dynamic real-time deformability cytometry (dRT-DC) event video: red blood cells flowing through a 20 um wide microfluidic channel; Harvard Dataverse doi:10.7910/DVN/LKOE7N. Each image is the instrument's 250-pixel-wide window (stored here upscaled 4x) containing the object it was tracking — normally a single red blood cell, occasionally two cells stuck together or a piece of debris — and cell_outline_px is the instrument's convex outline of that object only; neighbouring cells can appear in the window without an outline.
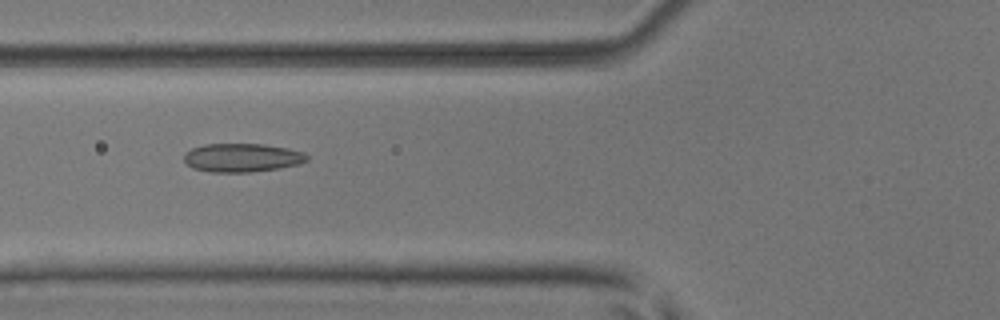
{"species": "common noctule bat (a hibernating species)", "species_latin": "Nyctalus noctula", "temperature_condition": "room temperature", "stored_images_in_passage": 37, "camera_frame_rate_fps": 3000, "um_per_image_px": 0.085, "animal": {"sex": "male", "body_mass_g": 17.9, "forearm_length_mm": 54.2}, "frame": {"image": 1, "passage_image": 13, "time_ms": 4.0, "image_size_px": [1000, 320], "cell_outline_px": [[308, 160], [300, 164], [280, 168], [248, 172], [212, 172], [192, 168], [184, 160], [184, 152], [192, 148], [204, 144], [264, 144], [288, 148], [304, 152], [308, 156]], "centroid_in_image_um": [20.59, 13.4], "position_along_channel_um": 105.2, "area_um2": 20.58}}
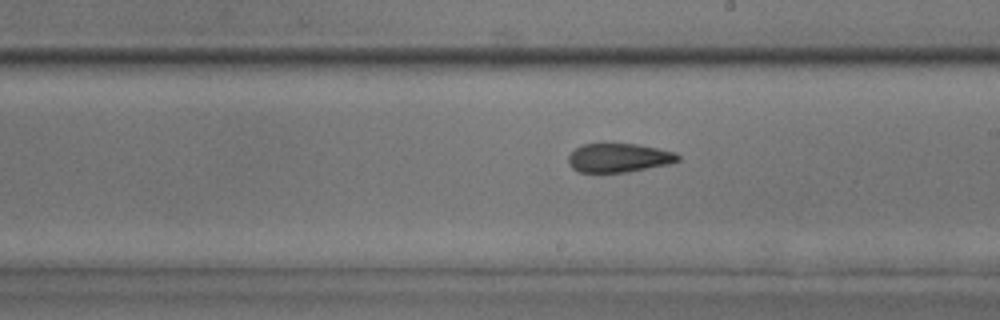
{"frame": {"image": 2, "passage_image": 23, "time_ms": 7.333, "image_size_px": [1000, 320], "cell_outline_px": [[680, 160], [668, 164], [628, 172], [580, 172], [572, 168], [568, 164], [568, 156], [580, 144], [636, 144], [676, 152], [680, 156]], "centroid_in_image_um": [52.59, 13.41], "position_along_channel_um": 236.4, "area_um2": 18.38}}
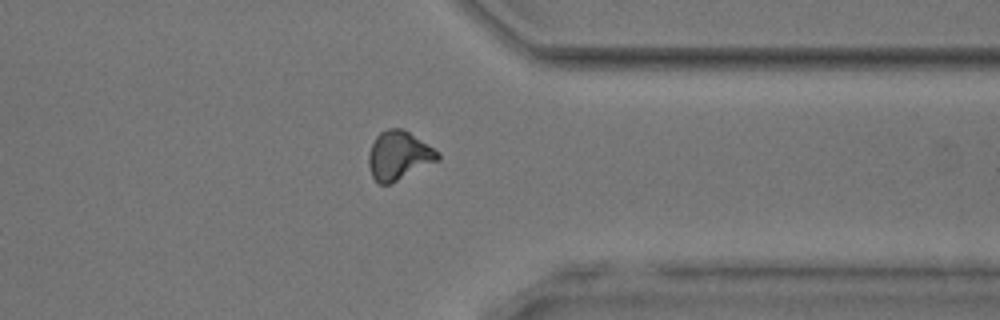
{"frame": {"image": 3, "passage_image": 34, "time_ms": 11.0, "image_size_px": [1000, 320], "cell_outline_px": [[440, 160], [388, 184], [380, 184], [372, 176], [368, 164], [368, 152], [376, 136], [380, 132], [388, 128], [404, 128], [440, 152]], "centroid_in_image_um": [33.9, 13.19], "position_along_channel_um": 377.5, "area_um2": 19.65}}